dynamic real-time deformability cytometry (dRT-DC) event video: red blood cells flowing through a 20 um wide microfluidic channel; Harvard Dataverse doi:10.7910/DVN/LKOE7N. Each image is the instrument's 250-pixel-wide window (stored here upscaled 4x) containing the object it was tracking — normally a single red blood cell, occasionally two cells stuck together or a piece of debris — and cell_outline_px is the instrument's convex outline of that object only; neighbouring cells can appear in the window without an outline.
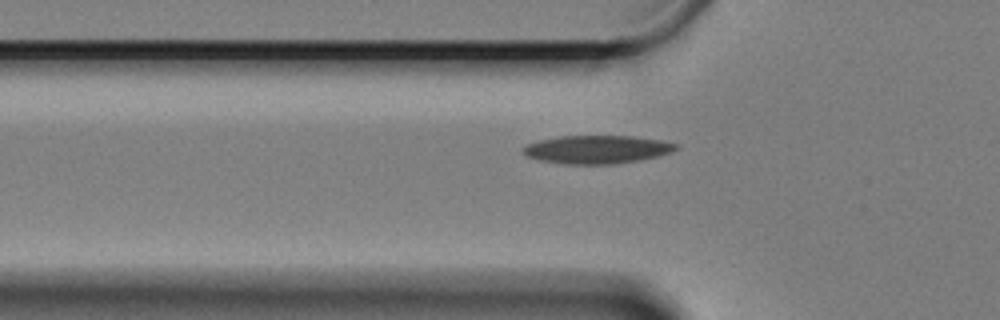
{"species": "Egyptian fruit bat (a non-hibernating species)", "species_latin": "Rousettus aegyptiacus", "temperature_condition": "cold", "stored_images_in_passage": 40, "camera_frame_rate_fps": 3000, "um_per_image_px": 0.085, "animal": {"sex": "female"}, "frame": {"image": 1, "passage_image": 3, "time_ms": 0.667, "image_size_px": [1000, 320], "cell_outline_px": [[676, 148], [668, 152], [656, 156], [636, 160], [612, 164], [568, 164], [544, 160], [528, 156], [520, 148], [528, 144], [540, 140], [560, 136], [632, 136], [660, 140], [676, 144]], "centroid_in_image_um": [50.7, 12.69], "position_along_channel_um": 75.1, "area_um2": 24.45}}
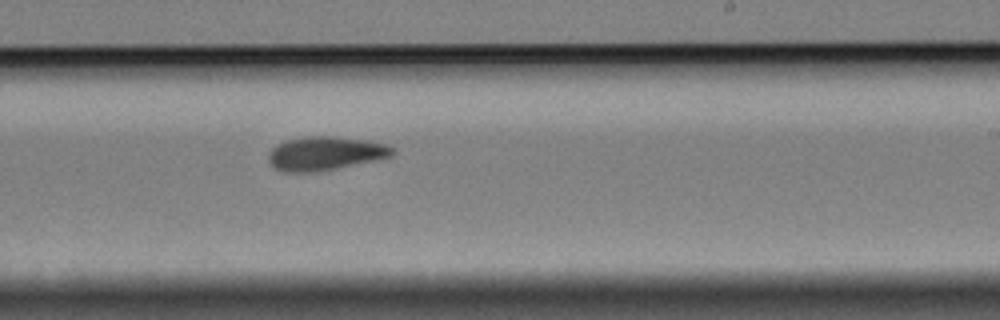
{"frame": {"image": 2, "passage_image": 20, "time_ms": 6.333, "image_size_px": [1000, 320], "cell_outline_px": [[396, 152], [392, 156], [336, 168], [316, 172], [284, 172], [276, 168], [268, 160], [268, 152], [276, 144], [288, 140], [308, 136], [332, 136], [372, 140], [388, 144], [396, 148]], "centroid_in_image_um": [27.68, 13.02], "position_along_channel_um": 261.3, "area_um2": 24.51}}
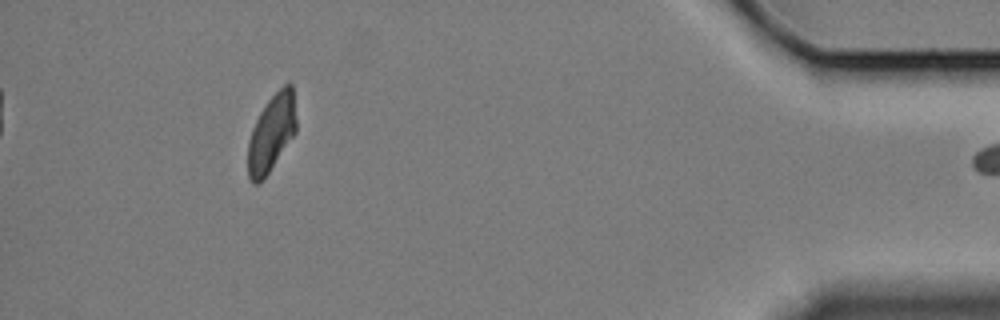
{"frame": {"image": 3, "passage_image": 39, "time_ms": 12.667, "image_size_px": [1000, 320], "cell_outline_px": [[296, 132], [268, 172], [256, 184], [252, 184], [248, 176], [248, 140], [252, 128], [260, 112], [268, 100], [288, 80], [292, 84], [296, 120]], "centroid_in_image_um": [23.07, 11.27], "position_along_channel_um": 412.1, "area_um2": 21.44}}